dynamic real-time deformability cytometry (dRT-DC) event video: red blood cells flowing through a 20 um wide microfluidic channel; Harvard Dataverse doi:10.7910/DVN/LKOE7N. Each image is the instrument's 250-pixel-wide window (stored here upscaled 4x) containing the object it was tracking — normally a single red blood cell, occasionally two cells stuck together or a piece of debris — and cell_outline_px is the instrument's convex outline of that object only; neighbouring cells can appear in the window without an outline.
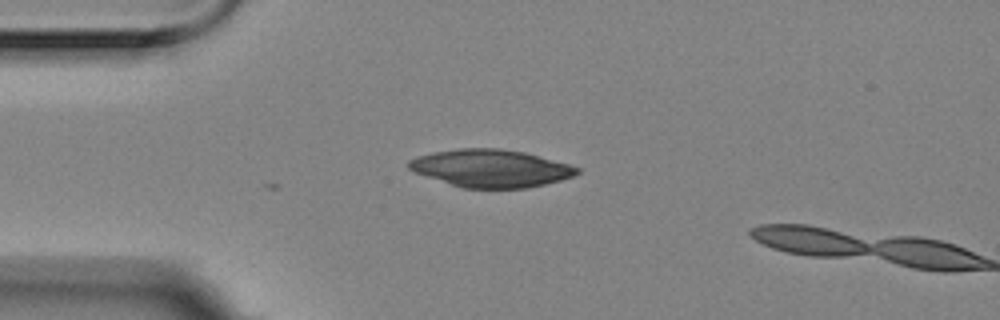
{"species": "Egyptian fruit bat (a non-hibernating species)", "species_latin": "Rousettus aegyptiacus", "temperature_condition": "room temperature", "stored_images_in_passage": 3, "camera_frame_rate_fps": 3000, "um_per_image_px": 0.085, "animal": {"sex": "female"}, "frame": {"image": 1, "passage_image": 2, "time_ms": 0.333, "image_size_px": [1000, 320], "cell_outline_px": [[580, 172], [572, 176], [560, 180], [544, 184], [524, 188], [464, 188], [416, 172], [408, 168], [408, 160], [416, 156], [432, 152], [460, 148], [500, 148], [524, 152], [568, 164], [580, 168]], "centroid_in_image_um": [41.71, 14.29], "position_along_channel_um": 43.3, "area_um2": 36.47}}